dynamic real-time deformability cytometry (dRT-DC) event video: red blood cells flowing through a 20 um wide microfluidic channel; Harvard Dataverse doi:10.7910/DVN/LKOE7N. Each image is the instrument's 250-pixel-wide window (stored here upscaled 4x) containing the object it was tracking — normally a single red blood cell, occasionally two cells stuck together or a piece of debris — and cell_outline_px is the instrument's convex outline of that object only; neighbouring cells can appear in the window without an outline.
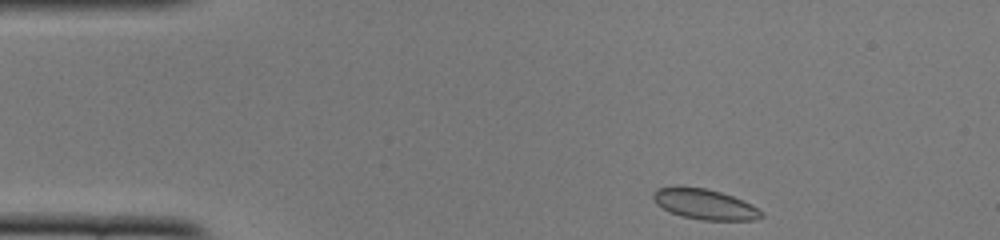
{"species": "common noctule bat (a hibernating species)", "species_latin": "Nyctalus noctula", "temperature_condition": "cold", "stored_images_in_passage": 45, "camera_frame_rate_fps": 3000, "um_per_image_px": 0.085, "animal": {"sex": "female", "body_mass_g": 22.0, "forearm_length_mm": 56.7}, "frame": {"image": 1, "passage_image": 1, "time_ms": 0.0, "image_size_px": [1000, 240], "cell_outline_px": [[764, 216], [756, 220], [700, 220], [680, 216], [656, 204], [652, 196], [652, 192], [656, 188], [704, 188], [720, 192], [732, 196], [752, 204]], "centroid_in_image_um": [59.91, 17.38], "position_along_channel_um": 25.1, "area_um2": 18.73}}
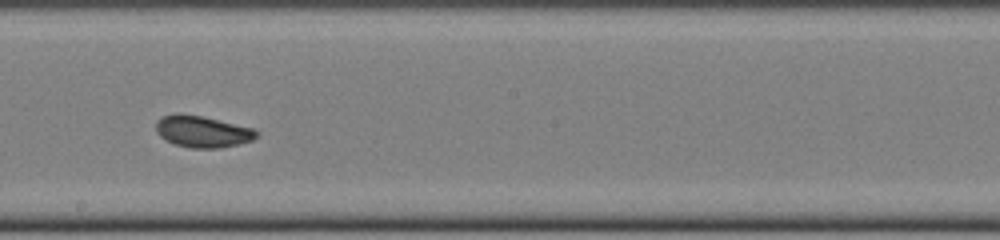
{"frame": {"image": 2, "passage_image": 22, "time_ms": 7.0, "image_size_px": [1000, 240], "cell_outline_px": [[260, 132], [252, 140], [240, 144], [220, 148], [188, 148], [172, 144], [160, 136], [156, 132], [156, 120], [164, 116], [176, 112], [180, 112], [204, 116], [252, 128]], "centroid_in_image_um": [17.17, 11.17], "position_along_channel_um": 231.0, "area_um2": 18.84}}
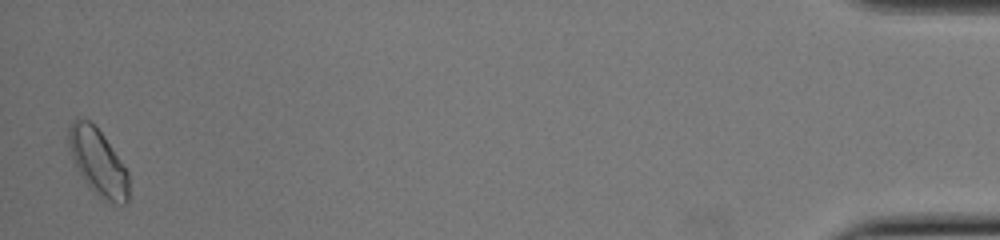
{"frame": {"image": 3, "passage_image": 44, "time_ms": 14.333, "image_size_px": [1000, 240], "cell_outline_px": [[128, 200], [124, 204], [116, 204], [100, 200], [84, 180], [76, 168], [68, 144], [68, 128], [72, 120], [76, 116], [88, 120], [104, 136], [128, 172]], "centroid_in_image_um": [8.31, 13.79], "position_along_channel_um": 426.9, "area_um2": 23.29}, "authors_computed_cell_mechanics": {"area_um2": 18.785, "velocity_mm_per_s": 3.8761, "shape_relaxation_time_tau1_ms": 4.118, "shape_relaxation_time_tau2_ms": 1.1364, "deformation_change_tau1": 0.0733, "deformation_change_tau2": 0.0441}}